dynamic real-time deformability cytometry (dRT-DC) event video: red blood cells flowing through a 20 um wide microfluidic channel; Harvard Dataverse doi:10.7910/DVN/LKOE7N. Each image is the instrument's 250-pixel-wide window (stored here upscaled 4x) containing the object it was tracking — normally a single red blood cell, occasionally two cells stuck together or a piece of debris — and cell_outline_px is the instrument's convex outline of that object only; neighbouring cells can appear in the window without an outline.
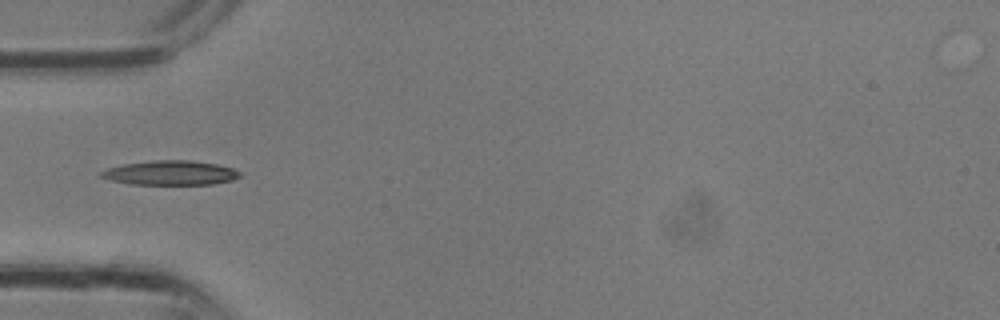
{"species": "common noctule bat (a hibernating species)", "species_latin": "Nyctalus noctula", "temperature_condition": "room temperature", "stored_images_in_passage": 3, "camera_frame_rate_fps": 3000, "um_per_image_px": 0.085, "animal": {"sex": "male", "body_mass_g": 13.3}, "frame": {"image": 1, "passage_image": 3, "time_ms": 0.667, "image_size_px": [1000, 320], "cell_outline_px": [[240, 176], [232, 180], [212, 184], [132, 184], [112, 180], [100, 176], [100, 172], [108, 168], [124, 164], [152, 160], [188, 160], [216, 164], [232, 168], [240, 172]], "centroid_in_image_um": [14.49, 14.69], "position_along_channel_um": 70.5, "area_um2": 19.48}}